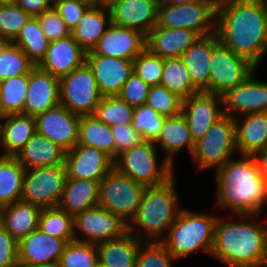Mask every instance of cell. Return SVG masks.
<instances>
[{
    "instance_id": "cell-1",
    "label": "cell",
    "mask_w": 267,
    "mask_h": 267,
    "mask_svg": "<svg viewBox=\"0 0 267 267\" xmlns=\"http://www.w3.org/2000/svg\"><path fill=\"white\" fill-rule=\"evenodd\" d=\"M219 42L257 69L267 53V13L263 0H218Z\"/></svg>"
},
{
    "instance_id": "cell-2",
    "label": "cell",
    "mask_w": 267,
    "mask_h": 267,
    "mask_svg": "<svg viewBox=\"0 0 267 267\" xmlns=\"http://www.w3.org/2000/svg\"><path fill=\"white\" fill-rule=\"evenodd\" d=\"M222 216L216 220L210 256L226 267H265L267 219L258 222L260 214Z\"/></svg>"
},
{
    "instance_id": "cell-3",
    "label": "cell",
    "mask_w": 267,
    "mask_h": 267,
    "mask_svg": "<svg viewBox=\"0 0 267 267\" xmlns=\"http://www.w3.org/2000/svg\"><path fill=\"white\" fill-rule=\"evenodd\" d=\"M214 171L216 209L225 210V214L229 212L231 215H261L264 212L267 182L253 155L231 158Z\"/></svg>"
},
{
    "instance_id": "cell-4",
    "label": "cell",
    "mask_w": 267,
    "mask_h": 267,
    "mask_svg": "<svg viewBox=\"0 0 267 267\" xmlns=\"http://www.w3.org/2000/svg\"><path fill=\"white\" fill-rule=\"evenodd\" d=\"M176 189L174 176L164 184L146 187L127 231L140 241L162 242L182 209Z\"/></svg>"
},
{
    "instance_id": "cell-5",
    "label": "cell",
    "mask_w": 267,
    "mask_h": 267,
    "mask_svg": "<svg viewBox=\"0 0 267 267\" xmlns=\"http://www.w3.org/2000/svg\"><path fill=\"white\" fill-rule=\"evenodd\" d=\"M181 209L162 241L175 259H183L194 252L211 254L214 227L219 214Z\"/></svg>"
},
{
    "instance_id": "cell-6",
    "label": "cell",
    "mask_w": 267,
    "mask_h": 267,
    "mask_svg": "<svg viewBox=\"0 0 267 267\" xmlns=\"http://www.w3.org/2000/svg\"><path fill=\"white\" fill-rule=\"evenodd\" d=\"M156 148L153 141L144 140L121 153L114 161V167L145 187L164 184L175 175V166L165 158L160 162Z\"/></svg>"
},
{
    "instance_id": "cell-7",
    "label": "cell",
    "mask_w": 267,
    "mask_h": 267,
    "mask_svg": "<svg viewBox=\"0 0 267 267\" xmlns=\"http://www.w3.org/2000/svg\"><path fill=\"white\" fill-rule=\"evenodd\" d=\"M218 0H191L185 4H158L157 25L170 29H188L200 37L216 32Z\"/></svg>"
},
{
    "instance_id": "cell-8",
    "label": "cell",
    "mask_w": 267,
    "mask_h": 267,
    "mask_svg": "<svg viewBox=\"0 0 267 267\" xmlns=\"http://www.w3.org/2000/svg\"><path fill=\"white\" fill-rule=\"evenodd\" d=\"M234 152L237 153L234 118L224 114L195 142L191 160L198 171L217 170L235 157Z\"/></svg>"
},
{
    "instance_id": "cell-9",
    "label": "cell",
    "mask_w": 267,
    "mask_h": 267,
    "mask_svg": "<svg viewBox=\"0 0 267 267\" xmlns=\"http://www.w3.org/2000/svg\"><path fill=\"white\" fill-rule=\"evenodd\" d=\"M145 188L114 167L99 182V205L128 226L137 213Z\"/></svg>"
},
{
    "instance_id": "cell-10",
    "label": "cell",
    "mask_w": 267,
    "mask_h": 267,
    "mask_svg": "<svg viewBox=\"0 0 267 267\" xmlns=\"http://www.w3.org/2000/svg\"><path fill=\"white\" fill-rule=\"evenodd\" d=\"M59 102L78 116L93 115L102 95L91 68L85 62L59 78Z\"/></svg>"
},
{
    "instance_id": "cell-11",
    "label": "cell",
    "mask_w": 267,
    "mask_h": 267,
    "mask_svg": "<svg viewBox=\"0 0 267 267\" xmlns=\"http://www.w3.org/2000/svg\"><path fill=\"white\" fill-rule=\"evenodd\" d=\"M66 178L64 164L25 169L21 200L40 208L57 207Z\"/></svg>"
},
{
    "instance_id": "cell-12",
    "label": "cell",
    "mask_w": 267,
    "mask_h": 267,
    "mask_svg": "<svg viewBox=\"0 0 267 267\" xmlns=\"http://www.w3.org/2000/svg\"><path fill=\"white\" fill-rule=\"evenodd\" d=\"M257 68L247 59L219 43L212 52L210 93L224 96L249 77Z\"/></svg>"
},
{
    "instance_id": "cell-13",
    "label": "cell",
    "mask_w": 267,
    "mask_h": 267,
    "mask_svg": "<svg viewBox=\"0 0 267 267\" xmlns=\"http://www.w3.org/2000/svg\"><path fill=\"white\" fill-rule=\"evenodd\" d=\"M126 232L127 225L118 216L100 205L89 208L74 217L75 241L78 242L98 244L117 239Z\"/></svg>"
},
{
    "instance_id": "cell-14",
    "label": "cell",
    "mask_w": 267,
    "mask_h": 267,
    "mask_svg": "<svg viewBox=\"0 0 267 267\" xmlns=\"http://www.w3.org/2000/svg\"><path fill=\"white\" fill-rule=\"evenodd\" d=\"M36 132L47 137L65 151L78 143L80 116L71 113L62 104L35 116Z\"/></svg>"
},
{
    "instance_id": "cell-15",
    "label": "cell",
    "mask_w": 267,
    "mask_h": 267,
    "mask_svg": "<svg viewBox=\"0 0 267 267\" xmlns=\"http://www.w3.org/2000/svg\"><path fill=\"white\" fill-rule=\"evenodd\" d=\"M257 71L222 96L225 115L235 118L248 113L267 112V81L257 79Z\"/></svg>"
},
{
    "instance_id": "cell-16",
    "label": "cell",
    "mask_w": 267,
    "mask_h": 267,
    "mask_svg": "<svg viewBox=\"0 0 267 267\" xmlns=\"http://www.w3.org/2000/svg\"><path fill=\"white\" fill-rule=\"evenodd\" d=\"M64 165L67 178L100 182L114 168V160L94 147L76 144L66 151Z\"/></svg>"
},
{
    "instance_id": "cell-17",
    "label": "cell",
    "mask_w": 267,
    "mask_h": 267,
    "mask_svg": "<svg viewBox=\"0 0 267 267\" xmlns=\"http://www.w3.org/2000/svg\"><path fill=\"white\" fill-rule=\"evenodd\" d=\"M181 113L187 120L194 142H197L224 115L222 96L198 92L183 99Z\"/></svg>"
},
{
    "instance_id": "cell-18",
    "label": "cell",
    "mask_w": 267,
    "mask_h": 267,
    "mask_svg": "<svg viewBox=\"0 0 267 267\" xmlns=\"http://www.w3.org/2000/svg\"><path fill=\"white\" fill-rule=\"evenodd\" d=\"M145 48V35L112 22L96 46L86 55H103L133 61Z\"/></svg>"
},
{
    "instance_id": "cell-19",
    "label": "cell",
    "mask_w": 267,
    "mask_h": 267,
    "mask_svg": "<svg viewBox=\"0 0 267 267\" xmlns=\"http://www.w3.org/2000/svg\"><path fill=\"white\" fill-rule=\"evenodd\" d=\"M159 0H113L108 4L112 22L147 36L157 25Z\"/></svg>"
},
{
    "instance_id": "cell-20",
    "label": "cell",
    "mask_w": 267,
    "mask_h": 267,
    "mask_svg": "<svg viewBox=\"0 0 267 267\" xmlns=\"http://www.w3.org/2000/svg\"><path fill=\"white\" fill-rule=\"evenodd\" d=\"M102 97L115 96L134 73L133 61L103 55H86Z\"/></svg>"
},
{
    "instance_id": "cell-21",
    "label": "cell",
    "mask_w": 267,
    "mask_h": 267,
    "mask_svg": "<svg viewBox=\"0 0 267 267\" xmlns=\"http://www.w3.org/2000/svg\"><path fill=\"white\" fill-rule=\"evenodd\" d=\"M67 244L37 228L18 242V265L59 262Z\"/></svg>"
},
{
    "instance_id": "cell-22",
    "label": "cell",
    "mask_w": 267,
    "mask_h": 267,
    "mask_svg": "<svg viewBox=\"0 0 267 267\" xmlns=\"http://www.w3.org/2000/svg\"><path fill=\"white\" fill-rule=\"evenodd\" d=\"M86 51L70 34L56 41L49 42L45 58L38 67L61 78L86 62Z\"/></svg>"
},
{
    "instance_id": "cell-23",
    "label": "cell",
    "mask_w": 267,
    "mask_h": 267,
    "mask_svg": "<svg viewBox=\"0 0 267 267\" xmlns=\"http://www.w3.org/2000/svg\"><path fill=\"white\" fill-rule=\"evenodd\" d=\"M216 33L199 37L182 55L193 85L210 93V66L213 49L219 44Z\"/></svg>"
},
{
    "instance_id": "cell-24",
    "label": "cell",
    "mask_w": 267,
    "mask_h": 267,
    "mask_svg": "<svg viewBox=\"0 0 267 267\" xmlns=\"http://www.w3.org/2000/svg\"><path fill=\"white\" fill-rule=\"evenodd\" d=\"M59 78L52 76L36 66L29 73V85L23 114L36 116L59 102Z\"/></svg>"
},
{
    "instance_id": "cell-25",
    "label": "cell",
    "mask_w": 267,
    "mask_h": 267,
    "mask_svg": "<svg viewBox=\"0 0 267 267\" xmlns=\"http://www.w3.org/2000/svg\"><path fill=\"white\" fill-rule=\"evenodd\" d=\"M200 36L188 29H170L156 25L146 36V48L162 58H177Z\"/></svg>"
},
{
    "instance_id": "cell-26",
    "label": "cell",
    "mask_w": 267,
    "mask_h": 267,
    "mask_svg": "<svg viewBox=\"0 0 267 267\" xmlns=\"http://www.w3.org/2000/svg\"><path fill=\"white\" fill-rule=\"evenodd\" d=\"M238 155H254L267 146V112L234 118Z\"/></svg>"
},
{
    "instance_id": "cell-27",
    "label": "cell",
    "mask_w": 267,
    "mask_h": 267,
    "mask_svg": "<svg viewBox=\"0 0 267 267\" xmlns=\"http://www.w3.org/2000/svg\"><path fill=\"white\" fill-rule=\"evenodd\" d=\"M153 143L159 146V149L165 153L164 158L173 166L177 153L186 148L191 157L195 147L187 120L182 113L173 117H165L160 133Z\"/></svg>"
},
{
    "instance_id": "cell-28",
    "label": "cell",
    "mask_w": 267,
    "mask_h": 267,
    "mask_svg": "<svg viewBox=\"0 0 267 267\" xmlns=\"http://www.w3.org/2000/svg\"><path fill=\"white\" fill-rule=\"evenodd\" d=\"M66 151L47 137L35 133L15 155L25 169L64 164Z\"/></svg>"
},
{
    "instance_id": "cell-29",
    "label": "cell",
    "mask_w": 267,
    "mask_h": 267,
    "mask_svg": "<svg viewBox=\"0 0 267 267\" xmlns=\"http://www.w3.org/2000/svg\"><path fill=\"white\" fill-rule=\"evenodd\" d=\"M42 208L19 200L0 207V224L18 242L38 228Z\"/></svg>"
},
{
    "instance_id": "cell-30",
    "label": "cell",
    "mask_w": 267,
    "mask_h": 267,
    "mask_svg": "<svg viewBox=\"0 0 267 267\" xmlns=\"http://www.w3.org/2000/svg\"><path fill=\"white\" fill-rule=\"evenodd\" d=\"M111 23L108 5H91L71 31V35L86 52H89L96 46Z\"/></svg>"
},
{
    "instance_id": "cell-31",
    "label": "cell",
    "mask_w": 267,
    "mask_h": 267,
    "mask_svg": "<svg viewBox=\"0 0 267 267\" xmlns=\"http://www.w3.org/2000/svg\"><path fill=\"white\" fill-rule=\"evenodd\" d=\"M99 205V182L66 178L58 208L71 216Z\"/></svg>"
},
{
    "instance_id": "cell-32",
    "label": "cell",
    "mask_w": 267,
    "mask_h": 267,
    "mask_svg": "<svg viewBox=\"0 0 267 267\" xmlns=\"http://www.w3.org/2000/svg\"><path fill=\"white\" fill-rule=\"evenodd\" d=\"M141 242L127 231L117 239L96 244L99 267H136Z\"/></svg>"
},
{
    "instance_id": "cell-33",
    "label": "cell",
    "mask_w": 267,
    "mask_h": 267,
    "mask_svg": "<svg viewBox=\"0 0 267 267\" xmlns=\"http://www.w3.org/2000/svg\"><path fill=\"white\" fill-rule=\"evenodd\" d=\"M36 133L34 116L9 114L2 119L1 151L15 156Z\"/></svg>"
},
{
    "instance_id": "cell-34",
    "label": "cell",
    "mask_w": 267,
    "mask_h": 267,
    "mask_svg": "<svg viewBox=\"0 0 267 267\" xmlns=\"http://www.w3.org/2000/svg\"><path fill=\"white\" fill-rule=\"evenodd\" d=\"M77 144L94 147L115 161V143L111 127L92 115L80 116Z\"/></svg>"
},
{
    "instance_id": "cell-35",
    "label": "cell",
    "mask_w": 267,
    "mask_h": 267,
    "mask_svg": "<svg viewBox=\"0 0 267 267\" xmlns=\"http://www.w3.org/2000/svg\"><path fill=\"white\" fill-rule=\"evenodd\" d=\"M25 168L15 156L0 158V207L12 204L22 198Z\"/></svg>"
},
{
    "instance_id": "cell-36",
    "label": "cell",
    "mask_w": 267,
    "mask_h": 267,
    "mask_svg": "<svg viewBox=\"0 0 267 267\" xmlns=\"http://www.w3.org/2000/svg\"><path fill=\"white\" fill-rule=\"evenodd\" d=\"M49 42L38 18L31 17L12 43L20 47L35 66H38L46 56Z\"/></svg>"
},
{
    "instance_id": "cell-37",
    "label": "cell",
    "mask_w": 267,
    "mask_h": 267,
    "mask_svg": "<svg viewBox=\"0 0 267 267\" xmlns=\"http://www.w3.org/2000/svg\"><path fill=\"white\" fill-rule=\"evenodd\" d=\"M160 85L166 87L181 99L200 92L192 83L189 72L180 57L165 58Z\"/></svg>"
},
{
    "instance_id": "cell-38",
    "label": "cell",
    "mask_w": 267,
    "mask_h": 267,
    "mask_svg": "<svg viewBox=\"0 0 267 267\" xmlns=\"http://www.w3.org/2000/svg\"><path fill=\"white\" fill-rule=\"evenodd\" d=\"M38 228L47 235L65 239L68 243L75 241L74 217L58 208H42Z\"/></svg>"
},
{
    "instance_id": "cell-39",
    "label": "cell",
    "mask_w": 267,
    "mask_h": 267,
    "mask_svg": "<svg viewBox=\"0 0 267 267\" xmlns=\"http://www.w3.org/2000/svg\"><path fill=\"white\" fill-rule=\"evenodd\" d=\"M134 113V107L128 105L118 95H115L102 97L92 116L111 127L131 124Z\"/></svg>"
},
{
    "instance_id": "cell-40",
    "label": "cell",
    "mask_w": 267,
    "mask_h": 267,
    "mask_svg": "<svg viewBox=\"0 0 267 267\" xmlns=\"http://www.w3.org/2000/svg\"><path fill=\"white\" fill-rule=\"evenodd\" d=\"M28 85L29 74L0 81L2 104L7 115L23 114Z\"/></svg>"
},
{
    "instance_id": "cell-41",
    "label": "cell",
    "mask_w": 267,
    "mask_h": 267,
    "mask_svg": "<svg viewBox=\"0 0 267 267\" xmlns=\"http://www.w3.org/2000/svg\"><path fill=\"white\" fill-rule=\"evenodd\" d=\"M59 263L61 267H99L97 246L92 243L69 242Z\"/></svg>"
},
{
    "instance_id": "cell-42",
    "label": "cell",
    "mask_w": 267,
    "mask_h": 267,
    "mask_svg": "<svg viewBox=\"0 0 267 267\" xmlns=\"http://www.w3.org/2000/svg\"><path fill=\"white\" fill-rule=\"evenodd\" d=\"M35 67L25 52L11 43L0 57V81L29 74Z\"/></svg>"
},
{
    "instance_id": "cell-43",
    "label": "cell",
    "mask_w": 267,
    "mask_h": 267,
    "mask_svg": "<svg viewBox=\"0 0 267 267\" xmlns=\"http://www.w3.org/2000/svg\"><path fill=\"white\" fill-rule=\"evenodd\" d=\"M182 102L178 95L169 91L162 85L150 86L146 105L165 117H173L181 114Z\"/></svg>"
},
{
    "instance_id": "cell-44",
    "label": "cell",
    "mask_w": 267,
    "mask_h": 267,
    "mask_svg": "<svg viewBox=\"0 0 267 267\" xmlns=\"http://www.w3.org/2000/svg\"><path fill=\"white\" fill-rule=\"evenodd\" d=\"M30 18L15 2L0 3V37L13 42Z\"/></svg>"
},
{
    "instance_id": "cell-45",
    "label": "cell",
    "mask_w": 267,
    "mask_h": 267,
    "mask_svg": "<svg viewBox=\"0 0 267 267\" xmlns=\"http://www.w3.org/2000/svg\"><path fill=\"white\" fill-rule=\"evenodd\" d=\"M178 261L163 242L142 241L137 252L136 267H174Z\"/></svg>"
},
{
    "instance_id": "cell-46",
    "label": "cell",
    "mask_w": 267,
    "mask_h": 267,
    "mask_svg": "<svg viewBox=\"0 0 267 267\" xmlns=\"http://www.w3.org/2000/svg\"><path fill=\"white\" fill-rule=\"evenodd\" d=\"M164 58L151 53L145 48L133 60V72L149 86L160 85Z\"/></svg>"
},
{
    "instance_id": "cell-47",
    "label": "cell",
    "mask_w": 267,
    "mask_h": 267,
    "mask_svg": "<svg viewBox=\"0 0 267 267\" xmlns=\"http://www.w3.org/2000/svg\"><path fill=\"white\" fill-rule=\"evenodd\" d=\"M164 120L165 116L159 115L144 104L135 108L131 124L144 140L154 141L160 133Z\"/></svg>"
},
{
    "instance_id": "cell-48",
    "label": "cell",
    "mask_w": 267,
    "mask_h": 267,
    "mask_svg": "<svg viewBox=\"0 0 267 267\" xmlns=\"http://www.w3.org/2000/svg\"><path fill=\"white\" fill-rule=\"evenodd\" d=\"M91 5L85 0H53L52 6L72 31Z\"/></svg>"
},
{
    "instance_id": "cell-49",
    "label": "cell",
    "mask_w": 267,
    "mask_h": 267,
    "mask_svg": "<svg viewBox=\"0 0 267 267\" xmlns=\"http://www.w3.org/2000/svg\"><path fill=\"white\" fill-rule=\"evenodd\" d=\"M37 18L45 36L50 42L71 34V30L53 6L37 16Z\"/></svg>"
},
{
    "instance_id": "cell-50",
    "label": "cell",
    "mask_w": 267,
    "mask_h": 267,
    "mask_svg": "<svg viewBox=\"0 0 267 267\" xmlns=\"http://www.w3.org/2000/svg\"><path fill=\"white\" fill-rule=\"evenodd\" d=\"M149 88L147 83L133 73L124 83L118 96L128 105L134 108L140 107L146 103Z\"/></svg>"
},
{
    "instance_id": "cell-51",
    "label": "cell",
    "mask_w": 267,
    "mask_h": 267,
    "mask_svg": "<svg viewBox=\"0 0 267 267\" xmlns=\"http://www.w3.org/2000/svg\"><path fill=\"white\" fill-rule=\"evenodd\" d=\"M111 130L115 143V160L124 151L144 141L132 124L111 126Z\"/></svg>"
},
{
    "instance_id": "cell-52",
    "label": "cell",
    "mask_w": 267,
    "mask_h": 267,
    "mask_svg": "<svg viewBox=\"0 0 267 267\" xmlns=\"http://www.w3.org/2000/svg\"><path fill=\"white\" fill-rule=\"evenodd\" d=\"M18 266V241L0 224V267Z\"/></svg>"
},
{
    "instance_id": "cell-53",
    "label": "cell",
    "mask_w": 267,
    "mask_h": 267,
    "mask_svg": "<svg viewBox=\"0 0 267 267\" xmlns=\"http://www.w3.org/2000/svg\"><path fill=\"white\" fill-rule=\"evenodd\" d=\"M14 2L31 17L39 16L53 5V0H15Z\"/></svg>"
},
{
    "instance_id": "cell-54",
    "label": "cell",
    "mask_w": 267,
    "mask_h": 267,
    "mask_svg": "<svg viewBox=\"0 0 267 267\" xmlns=\"http://www.w3.org/2000/svg\"><path fill=\"white\" fill-rule=\"evenodd\" d=\"M253 156L258 162L259 170L262 177L267 182V146L264 149L255 153Z\"/></svg>"
},
{
    "instance_id": "cell-55",
    "label": "cell",
    "mask_w": 267,
    "mask_h": 267,
    "mask_svg": "<svg viewBox=\"0 0 267 267\" xmlns=\"http://www.w3.org/2000/svg\"><path fill=\"white\" fill-rule=\"evenodd\" d=\"M18 267H61L59 262H51L37 265H19Z\"/></svg>"
},
{
    "instance_id": "cell-56",
    "label": "cell",
    "mask_w": 267,
    "mask_h": 267,
    "mask_svg": "<svg viewBox=\"0 0 267 267\" xmlns=\"http://www.w3.org/2000/svg\"><path fill=\"white\" fill-rule=\"evenodd\" d=\"M12 42L0 37V57L2 56L5 49L11 44Z\"/></svg>"
},
{
    "instance_id": "cell-57",
    "label": "cell",
    "mask_w": 267,
    "mask_h": 267,
    "mask_svg": "<svg viewBox=\"0 0 267 267\" xmlns=\"http://www.w3.org/2000/svg\"><path fill=\"white\" fill-rule=\"evenodd\" d=\"M191 0H159L161 4H185L190 2Z\"/></svg>"
},
{
    "instance_id": "cell-58",
    "label": "cell",
    "mask_w": 267,
    "mask_h": 267,
    "mask_svg": "<svg viewBox=\"0 0 267 267\" xmlns=\"http://www.w3.org/2000/svg\"><path fill=\"white\" fill-rule=\"evenodd\" d=\"M7 114L4 111L2 98H1V90H0V119H3Z\"/></svg>"
},
{
    "instance_id": "cell-59",
    "label": "cell",
    "mask_w": 267,
    "mask_h": 267,
    "mask_svg": "<svg viewBox=\"0 0 267 267\" xmlns=\"http://www.w3.org/2000/svg\"><path fill=\"white\" fill-rule=\"evenodd\" d=\"M85 1L89 2L92 5H98V4H100V0H85Z\"/></svg>"
},
{
    "instance_id": "cell-60",
    "label": "cell",
    "mask_w": 267,
    "mask_h": 267,
    "mask_svg": "<svg viewBox=\"0 0 267 267\" xmlns=\"http://www.w3.org/2000/svg\"><path fill=\"white\" fill-rule=\"evenodd\" d=\"M113 0H100V4L108 5Z\"/></svg>"
},
{
    "instance_id": "cell-61",
    "label": "cell",
    "mask_w": 267,
    "mask_h": 267,
    "mask_svg": "<svg viewBox=\"0 0 267 267\" xmlns=\"http://www.w3.org/2000/svg\"><path fill=\"white\" fill-rule=\"evenodd\" d=\"M15 0H0V3H11L14 2Z\"/></svg>"
},
{
    "instance_id": "cell-62",
    "label": "cell",
    "mask_w": 267,
    "mask_h": 267,
    "mask_svg": "<svg viewBox=\"0 0 267 267\" xmlns=\"http://www.w3.org/2000/svg\"><path fill=\"white\" fill-rule=\"evenodd\" d=\"M2 119H0V144H1Z\"/></svg>"
},
{
    "instance_id": "cell-63",
    "label": "cell",
    "mask_w": 267,
    "mask_h": 267,
    "mask_svg": "<svg viewBox=\"0 0 267 267\" xmlns=\"http://www.w3.org/2000/svg\"><path fill=\"white\" fill-rule=\"evenodd\" d=\"M263 3L265 5L266 13H267V0H263Z\"/></svg>"
},
{
    "instance_id": "cell-64",
    "label": "cell",
    "mask_w": 267,
    "mask_h": 267,
    "mask_svg": "<svg viewBox=\"0 0 267 267\" xmlns=\"http://www.w3.org/2000/svg\"><path fill=\"white\" fill-rule=\"evenodd\" d=\"M2 151H1V144H0V158L2 157V153H1Z\"/></svg>"
}]
</instances>
